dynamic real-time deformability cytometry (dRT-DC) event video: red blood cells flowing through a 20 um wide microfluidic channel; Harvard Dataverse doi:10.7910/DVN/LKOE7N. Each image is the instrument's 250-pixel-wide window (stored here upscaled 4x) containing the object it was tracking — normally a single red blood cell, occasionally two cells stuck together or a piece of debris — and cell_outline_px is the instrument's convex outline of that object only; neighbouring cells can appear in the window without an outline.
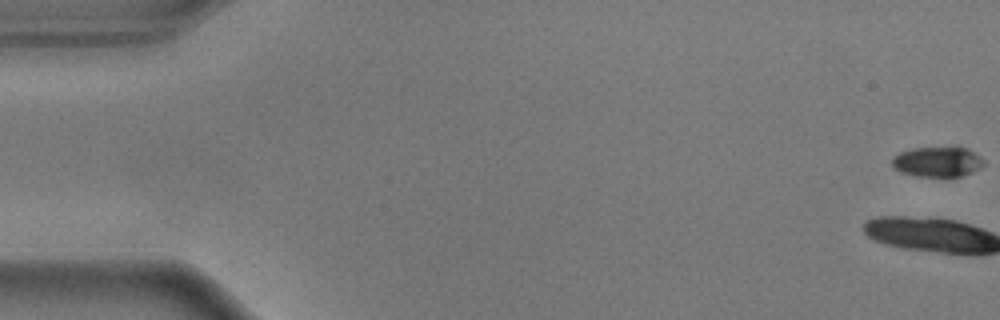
{"species": "common noctule bat (a hibernating species)", "species_latin": "Nyctalus noctula", "temperature_condition": "warm", "stored_images_in_passage": 17, "camera_frame_rate_fps": 3000, "um_per_image_px": 0.085, "animal": {"sex": "male", "body_mass_g": 17.9}, "frame": {"image": 1, "passage_image": 1, "time_ms": 0.0, "image_size_px": [1000, 320], "cell_outline_px": [[984, 164], [980, 168], [972, 172], [960, 176], [916, 176], [904, 172], [896, 168], [892, 164], [892, 156], [900, 152], [912, 148], [968, 148], [980, 156], [984, 160]], "centroid_in_image_um": [79.7, 13.75], "position_along_channel_um": 5.3, "area_um2": 15.84}}